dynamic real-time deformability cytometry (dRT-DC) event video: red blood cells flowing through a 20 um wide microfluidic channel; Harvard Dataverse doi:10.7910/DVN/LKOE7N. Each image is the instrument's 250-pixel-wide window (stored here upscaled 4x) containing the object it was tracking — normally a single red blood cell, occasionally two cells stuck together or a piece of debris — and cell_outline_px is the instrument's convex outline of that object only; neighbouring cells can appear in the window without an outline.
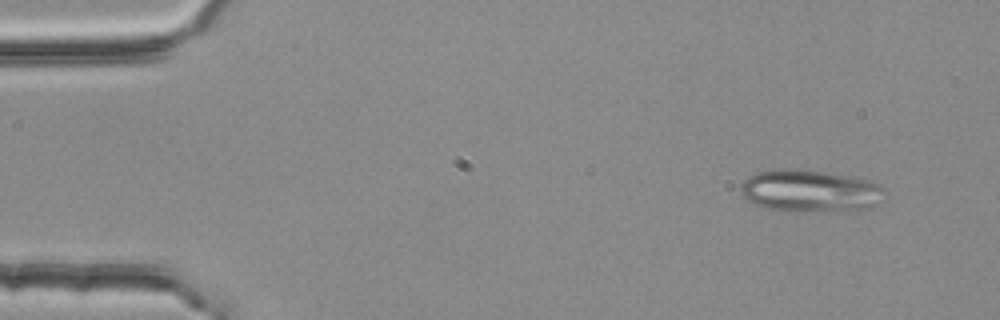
{"species": "common noctule bat (a hibernating species)", "species_latin": "Nyctalus noctula", "temperature_condition": "room temperature", "stored_images_in_passage": 3, "camera_frame_rate_fps": 3000, "um_per_image_px": 0.085, "animal": {"sex": "female", "body_mass_g": 25.1}, "frame": {"image": 1, "passage_image": 1, "time_ms": 0.0, "image_size_px": [1000, 320], "cell_outline_px": [[888, 192], [876, 204], [868, 208], [816, 212], [792, 212], [768, 208], [756, 204], [748, 200], [740, 192], [740, 184], [748, 176], [756, 172], [780, 168], [792, 168], [824, 172], [864, 180], [880, 184], [888, 188]], "centroid_in_image_um": [68.84, 16.23], "position_along_channel_um": 16.2, "area_um2": 35.55}}